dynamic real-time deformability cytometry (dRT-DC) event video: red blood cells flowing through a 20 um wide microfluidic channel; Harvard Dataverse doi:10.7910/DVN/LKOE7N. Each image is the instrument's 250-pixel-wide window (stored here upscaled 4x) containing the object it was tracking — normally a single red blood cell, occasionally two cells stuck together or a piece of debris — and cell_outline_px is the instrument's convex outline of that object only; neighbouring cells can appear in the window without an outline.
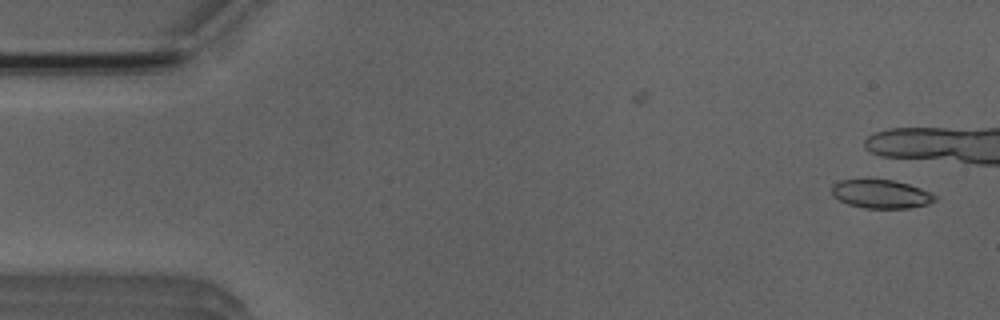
{"species": "Egyptian fruit bat (a non-hibernating species)", "species_latin": "Rousettus aegyptiacus", "temperature_condition": "room temperature", "stored_images_in_passage": 7, "camera_frame_rate_fps": 3000, "um_per_image_px": 0.085, "animal": {"sex": "male"}, "frame": {"image": 1, "passage_image": 1, "time_ms": 0.0, "image_size_px": [1000, 320], "cell_outline_px": [[936, 200], [928, 204], [908, 208], [864, 208], [848, 204], [832, 196], [832, 184], [840, 180], [892, 180], [908, 184], [932, 192], [936, 196]], "centroid_in_image_um": [74.89, 16.5], "position_along_channel_um": 10.1, "area_um2": 17.11}}